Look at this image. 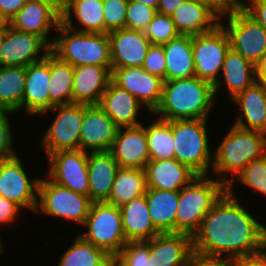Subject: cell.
Returning <instances> with one entry per match:
<instances>
[{
  "label": "cell",
  "instance_id": "cell-1",
  "mask_svg": "<svg viewBox=\"0 0 266 266\" xmlns=\"http://www.w3.org/2000/svg\"><path fill=\"white\" fill-rule=\"evenodd\" d=\"M234 191L227 189L222 194L192 236L195 255L232 259L266 246V226L239 203Z\"/></svg>",
  "mask_w": 266,
  "mask_h": 266
},
{
  "label": "cell",
  "instance_id": "cell-2",
  "mask_svg": "<svg viewBox=\"0 0 266 266\" xmlns=\"http://www.w3.org/2000/svg\"><path fill=\"white\" fill-rule=\"evenodd\" d=\"M216 100L214 86L196 76L164 81L162 99L153 114L167 121L208 119Z\"/></svg>",
  "mask_w": 266,
  "mask_h": 266
},
{
  "label": "cell",
  "instance_id": "cell-3",
  "mask_svg": "<svg viewBox=\"0 0 266 266\" xmlns=\"http://www.w3.org/2000/svg\"><path fill=\"white\" fill-rule=\"evenodd\" d=\"M265 155V133L233 124L213 153L211 170L217 175L216 179L227 187L249 162Z\"/></svg>",
  "mask_w": 266,
  "mask_h": 266
},
{
  "label": "cell",
  "instance_id": "cell-4",
  "mask_svg": "<svg viewBox=\"0 0 266 266\" xmlns=\"http://www.w3.org/2000/svg\"><path fill=\"white\" fill-rule=\"evenodd\" d=\"M210 175H197L179 191V202L175 216V233L193 236L202 220L227 187Z\"/></svg>",
  "mask_w": 266,
  "mask_h": 266
},
{
  "label": "cell",
  "instance_id": "cell-5",
  "mask_svg": "<svg viewBox=\"0 0 266 266\" xmlns=\"http://www.w3.org/2000/svg\"><path fill=\"white\" fill-rule=\"evenodd\" d=\"M58 34L50 50L73 67L111 65L110 41L107 33L80 32L60 22Z\"/></svg>",
  "mask_w": 266,
  "mask_h": 266
},
{
  "label": "cell",
  "instance_id": "cell-6",
  "mask_svg": "<svg viewBox=\"0 0 266 266\" xmlns=\"http://www.w3.org/2000/svg\"><path fill=\"white\" fill-rule=\"evenodd\" d=\"M208 119L171 121L174 158L187 165L197 175H209L213 164L207 131Z\"/></svg>",
  "mask_w": 266,
  "mask_h": 266
},
{
  "label": "cell",
  "instance_id": "cell-7",
  "mask_svg": "<svg viewBox=\"0 0 266 266\" xmlns=\"http://www.w3.org/2000/svg\"><path fill=\"white\" fill-rule=\"evenodd\" d=\"M80 236L114 258L127 243L120 208L107 202H93Z\"/></svg>",
  "mask_w": 266,
  "mask_h": 266
},
{
  "label": "cell",
  "instance_id": "cell-8",
  "mask_svg": "<svg viewBox=\"0 0 266 266\" xmlns=\"http://www.w3.org/2000/svg\"><path fill=\"white\" fill-rule=\"evenodd\" d=\"M38 184L35 214H47L83 225L93 201L89 196L76 193L52 182L47 176Z\"/></svg>",
  "mask_w": 266,
  "mask_h": 266
},
{
  "label": "cell",
  "instance_id": "cell-9",
  "mask_svg": "<svg viewBox=\"0 0 266 266\" xmlns=\"http://www.w3.org/2000/svg\"><path fill=\"white\" fill-rule=\"evenodd\" d=\"M223 18H227L226 22ZM220 23L229 36L231 49L256 66L266 52V29L242 7L221 17Z\"/></svg>",
  "mask_w": 266,
  "mask_h": 266
},
{
  "label": "cell",
  "instance_id": "cell-10",
  "mask_svg": "<svg viewBox=\"0 0 266 266\" xmlns=\"http://www.w3.org/2000/svg\"><path fill=\"white\" fill-rule=\"evenodd\" d=\"M230 49L229 36L221 23L210 32L192 36L195 76L214 85Z\"/></svg>",
  "mask_w": 266,
  "mask_h": 266
},
{
  "label": "cell",
  "instance_id": "cell-11",
  "mask_svg": "<svg viewBox=\"0 0 266 266\" xmlns=\"http://www.w3.org/2000/svg\"><path fill=\"white\" fill-rule=\"evenodd\" d=\"M50 111H55L56 117L41 138L45 154L48 156L59 150H79L84 105L73 103L56 105L40 115H45Z\"/></svg>",
  "mask_w": 266,
  "mask_h": 266
},
{
  "label": "cell",
  "instance_id": "cell-12",
  "mask_svg": "<svg viewBox=\"0 0 266 266\" xmlns=\"http://www.w3.org/2000/svg\"><path fill=\"white\" fill-rule=\"evenodd\" d=\"M47 177L54 183L76 193L89 196L88 152L59 150L47 157Z\"/></svg>",
  "mask_w": 266,
  "mask_h": 266
},
{
  "label": "cell",
  "instance_id": "cell-13",
  "mask_svg": "<svg viewBox=\"0 0 266 266\" xmlns=\"http://www.w3.org/2000/svg\"><path fill=\"white\" fill-rule=\"evenodd\" d=\"M18 154L0 161V196L35 212L40 178L30 180Z\"/></svg>",
  "mask_w": 266,
  "mask_h": 266
},
{
  "label": "cell",
  "instance_id": "cell-14",
  "mask_svg": "<svg viewBox=\"0 0 266 266\" xmlns=\"http://www.w3.org/2000/svg\"><path fill=\"white\" fill-rule=\"evenodd\" d=\"M111 80L134 95L149 113L160 105L164 80L142 67L111 68Z\"/></svg>",
  "mask_w": 266,
  "mask_h": 266
},
{
  "label": "cell",
  "instance_id": "cell-15",
  "mask_svg": "<svg viewBox=\"0 0 266 266\" xmlns=\"http://www.w3.org/2000/svg\"><path fill=\"white\" fill-rule=\"evenodd\" d=\"M49 51L50 47L37 35L16 30L5 23V39L0 49V67H27L42 60ZM40 53H43L42 56Z\"/></svg>",
  "mask_w": 266,
  "mask_h": 266
},
{
  "label": "cell",
  "instance_id": "cell-16",
  "mask_svg": "<svg viewBox=\"0 0 266 266\" xmlns=\"http://www.w3.org/2000/svg\"><path fill=\"white\" fill-rule=\"evenodd\" d=\"M60 22L61 11L52 2L27 0L8 24L16 30L37 35L51 48L55 37L49 40L48 35Z\"/></svg>",
  "mask_w": 266,
  "mask_h": 266
},
{
  "label": "cell",
  "instance_id": "cell-17",
  "mask_svg": "<svg viewBox=\"0 0 266 266\" xmlns=\"http://www.w3.org/2000/svg\"><path fill=\"white\" fill-rule=\"evenodd\" d=\"M118 129L99 105H84L79 149L86 152L109 151Z\"/></svg>",
  "mask_w": 266,
  "mask_h": 266
},
{
  "label": "cell",
  "instance_id": "cell-18",
  "mask_svg": "<svg viewBox=\"0 0 266 266\" xmlns=\"http://www.w3.org/2000/svg\"><path fill=\"white\" fill-rule=\"evenodd\" d=\"M111 68L142 67L151 43L142 31L126 28L108 33Z\"/></svg>",
  "mask_w": 266,
  "mask_h": 266
},
{
  "label": "cell",
  "instance_id": "cell-19",
  "mask_svg": "<svg viewBox=\"0 0 266 266\" xmlns=\"http://www.w3.org/2000/svg\"><path fill=\"white\" fill-rule=\"evenodd\" d=\"M50 51L45 57L26 67L25 90L22 109L28 117L40 115L49 110Z\"/></svg>",
  "mask_w": 266,
  "mask_h": 266
},
{
  "label": "cell",
  "instance_id": "cell-20",
  "mask_svg": "<svg viewBox=\"0 0 266 266\" xmlns=\"http://www.w3.org/2000/svg\"><path fill=\"white\" fill-rule=\"evenodd\" d=\"M109 152L120 167L144 169L150 160L145 125L119 128Z\"/></svg>",
  "mask_w": 266,
  "mask_h": 266
},
{
  "label": "cell",
  "instance_id": "cell-21",
  "mask_svg": "<svg viewBox=\"0 0 266 266\" xmlns=\"http://www.w3.org/2000/svg\"><path fill=\"white\" fill-rule=\"evenodd\" d=\"M151 266H187L193 253L192 236L159 233L149 240Z\"/></svg>",
  "mask_w": 266,
  "mask_h": 266
},
{
  "label": "cell",
  "instance_id": "cell-22",
  "mask_svg": "<svg viewBox=\"0 0 266 266\" xmlns=\"http://www.w3.org/2000/svg\"><path fill=\"white\" fill-rule=\"evenodd\" d=\"M111 80V65L74 67L72 103L98 105Z\"/></svg>",
  "mask_w": 266,
  "mask_h": 266
},
{
  "label": "cell",
  "instance_id": "cell-23",
  "mask_svg": "<svg viewBox=\"0 0 266 266\" xmlns=\"http://www.w3.org/2000/svg\"><path fill=\"white\" fill-rule=\"evenodd\" d=\"M242 111L233 124L266 134V83L256 81L231 99Z\"/></svg>",
  "mask_w": 266,
  "mask_h": 266
},
{
  "label": "cell",
  "instance_id": "cell-24",
  "mask_svg": "<svg viewBox=\"0 0 266 266\" xmlns=\"http://www.w3.org/2000/svg\"><path fill=\"white\" fill-rule=\"evenodd\" d=\"M144 170L147 188L160 190L180 191L197 176L187 165L175 158L149 160Z\"/></svg>",
  "mask_w": 266,
  "mask_h": 266
},
{
  "label": "cell",
  "instance_id": "cell-25",
  "mask_svg": "<svg viewBox=\"0 0 266 266\" xmlns=\"http://www.w3.org/2000/svg\"><path fill=\"white\" fill-rule=\"evenodd\" d=\"M98 105L119 128L142 124L137 116L140 108L145 109V107L134 95L116 85L112 80L108 83Z\"/></svg>",
  "mask_w": 266,
  "mask_h": 266
},
{
  "label": "cell",
  "instance_id": "cell-26",
  "mask_svg": "<svg viewBox=\"0 0 266 266\" xmlns=\"http://www.w3.org/2000/svg\"><path fill=\"white\" fill-rule=\"evenodd\" d=\"M120 166L109 151L88 152L89 198L106 201Z\"/></svg>",
  "mask_w": 266,
  "mask_h": 266
},
{
  "label": "cell",
  "instance_id": "cell-27",
  "mask_svg": "<svg viewBox=\"0 0 266 266\" xmlns=\"http://www.w3.org/2000/svg\"><path fill=\"white\" fill-rule=\"evenodd\" d=\"M72 16L77 19V26L74 25ZM61 22L76 31L105 33L103 0H63Z\"/></svg>",
  "mask_w": 266,
  "mask_h": 266
},
{
  "label": "cell",
  "instance_id": "cell-28",
  "mask_svg": "<svg viewBox=\"0 0 266 266\" xmlns=\"http://www.w3.org/2000/svg\"><path fill=\"white\" fill-rule=\"evenodd\" d=\"M181 35H199L212 31L220 24V17L198 0H186L171 15Z\"/></svg>",
  "mask_w": 266,
  "mask_h": 266
},
{
  "label": "cell",
  "instance_id": "cell-29",
  "mask_svg": "<svg viewBox=\"0 0 266 266\" xmlns=\"http://www.w3.org/2000/svg\"><path fill=\"white\" fill-rule=\"evenodd\" d=\"M214 86V92L217 99L219 89L227 86L230 100L237 94L252 86L256 81V68L253 63L243 58L240 54L230 49L224 59L222 70ZM224 78V80H222Z\"/></svg>",
  "mask_w": 266,
  "mask_h": 266
},
{
  "label": "cell",
  "instance_id": "cell-30",
  "mask_svg": "<svg viewBox=\"0 0 266 266\" xmlns=\"http://www.w3.org/2000/svg\"><path fill=\"white\" fill-rule=\"evenodd\" d=\"M119 208L127 242L148 241L160 233L152 223L145 194Z\"/></svg>",
  "mask_w": 266,
  "mask_h": 266
},
{
  "label": "cell",
  "instance_id": "cell-31",
  "mask_svg": "<svg viewBox=\"0 0 266 266\" xmlns=\"http://www.w3.org/2000/svg\"><path fill=\"white\" fill-rule=\"evenodd\" d=\"M162 46L166 59V81L195 76L191 35L180 34Z\"/></svg>",
  "mask_w": 266,
  "mask_h": 266
},
{
  "label": "cell",
  "instance_id": "cell-32",
  "mask_svg": "<svg viewBox=\"0 0 266 266\" xmlns=\"http://www.w3.org/2000/svg\"><path fill=\"white\" fill-rule=\"evenodd\" d=\"M145 196L154 227L160 233H175L179 191L147 188Z\"/></svg>",
  "mask_w": 266,
  "mask_h": 266
},
{
  "label": "cell",
  "instance_id": "cell-33",
  "mask_svg": "<svg viewBox=\"0 0 266 266\" xmlns=\"http://www.w3.org/2000/svg\"><path fill=\"white\" fill-rule=\"evenodd\" d=\"M74 67L50 50L49 110L56 105L72 104Z\"/></svg>",
  "mask_w": 266,
  "mask_h": 266
},
{
  "label": "cell",
  "instance_id": "cell-34",
  "mask_svg": "<svg viewBox=\"0 0 266 266\" xmlns=\"http://www.w3.org/2000/svg\"><path fill=\"white\" fill-rule=\"evenodd\" d=\"M146 189L144 169L120 167L114 179L110 196L105 202L120 207L145 194Z\"/></svg>",
  "mask_w": 266,
  "mask_h": 266
},
{
  "label": "cell",
  "instance_id": "cell-35",
  "mask_svg": "<svg viewBox=\"0 0 266 266\" xmlns=\"http://www.w3.org/2000/svg\"><path fill=\"white\" fill-rule=\"evenodd\" d=\"M57 266H113V258L77 234Z\"/></svg>",
  "mask_w": 266,
  "mask_h": 266
},
{
  "label": "cell",
  "instance_id": "cell-36",
  "mask_svg": "<svg viewBox=\"0 0 266 266\" xmlns=\"http://www.w3.org/2000/svg\"><path fill=\"white\" fill-rule=\"evenodd\" d=\"M26 67H0V109L18 112L22 109Z\"/></svg>",
  "mask_w": 266,
  "mask_h": 266
},
{
  "label": "cell",
  "instance_id": "cell-37",
  "mask_svg": "<svg viewBox=\"0 0 266 266\" xmlns=\"http://www.w3.org/2000/svg\"><path fill=\"white\" fill-rule=\"evenodd\" d=\"M145 132L150 160L174 158L171 121L156 118L145 125Z\"/></svg>",
  "mask_w": 266,
  "mask_h": 266
},
{
  "label": "cell",
  "instance_id": "cell-38",
  "mask_svg": "<svg viewBox=\"0 0 266 266\" xmlns=\"http://www.w3.org/2000/svg\"><path fill=\"white\" fill-rule=\"evenodd\" d=\"M235 180L250 187L254 192L256 191L266 196V155L249 162L227 186V189H234Z\"/></svg>",
  "mask_w": 266,
  "mask_h": 266
},
{
  "label": "cell",
  "instance_id": "cell-39",
  "mask_svg": "<svg viewBox=\"0 0 266 266\" xmlns=\"http://www.w3.org/2000/svg\"><path fill=\"white\" fill-rule=\"evenodd\" d=\"M149 240L127 242L113 258V266H151Z\"/></svg>",
  "mask_w": 266,
  "mask_h": 266
},
{
  "label": "cell",
  "instance_id": "cell-40",
  "mask_svg": "<svg viewBox=\"0 0 266 266\" xmlns=\"http://www.w3.org/2000/svg\"><path fill=\"white\" fill-rule=\"evenodd\" d=\"M144 33L152 45H163L180 35L171 16L158 12Z\"/></svg>",
  "mask_w": 266,
  "mask_h": 266
},
{
  "label": "cell",
  "instance_id": "cell-41",
  "mask_svg": "<svg viewBox=\"0 0 266 266\" xmlns=\"http://www.w3.org/2000/svg\"><path fill=\"white\" fill-rule=\"evenodd\" d=\"M156 13L157 10L155 8L128 0L125 28L144 32Z\"/></svg>",
  "mask_w": 266,
  "mask_h": 266
},
{
  "label": "cell",
  "instance_id": "cell-42",
  "mask_svg": "<svg viewBox=\"0 0 266 266\" xmlns=\"http://www.w3.org/2000/svg\"><path fill=\"white\" fill-rule=\"evenodd\" d=\"M128 0H103L105 33L125 28Z\"/></svg>",
  "mask_w": 266,
  "mask_h": 266
},
{
  "label": "cell",
  "instance_id": "cell-43",
  "mask_svg": "<svg viewBox=\"0 0 266 266\" xmlns=\"http://www.w3.org/2000/svg\"><path fill=\"white\" fill-rule=\"evenodd\" d=\"M15 113L10 110L0 109V161L12 158L18 154L13 146L12 126L8 115Z\"/></svg>",
  "mask_w": 266,
  "mask_h": 266
},
{
  "label": "cell",
  "instance_id": "cell-44",
  "mask_svg": "<svg viewBox=\"0 0 266 266\" xmlns=\"http://www.w3.org/2000/svg\"><path fill=\"white\" fill-rule=\"evenodd\" d=\"M142 68L166 81V59L162 45L151 44Z\"/></svg>",
  "mask_w": 266,
  "mask_h": 266
},
{
  "label": "cell",
  "instance_id": "cell-45",
  "mask_svg": "<svg viewBox=\"0 0 266 266\" xmlns=\"http://www.w3.org/2000/svg\"><path fill=\"white\" fill-rule=\"evenodd\" d=\"M20 213L22 209L17 204L0 196V227L15 223Z\"/></svg>",
  "mask_w": 266,
  "mask_h": 266
},
{
  "label": "cell",
  "instance_id": "cell-46",
  "mask_svg": "<svg viewBox=\"0 0 266 266\" xmlns=\"http://www.w3.org/2000/svg\"><path fill=\"white\" fill-rule=\"evenodd\" d=\"M206 4L212 11H214L220 18L229 15L234 10L241 7L243 0H198Z\"/></svg>",
  "mask_w": 266,
  "mask_h": 266
},
{
  "label": "cell",
  "instance_id": "cell-47",
  "mask_svg": "<svg viewBox=\"0 0 266 266\" xmlns=\"http://www.w3.org/2000/svg\"><path fill=\"white\" fill-rule=\"evenodd\" d=\"M229 266H266V246L258 252L229 259Z\"/></svg>",
  "mask_w": 266,
  "mask_h": 266
},
{
  "label": "cell",
  "instance_id": "cell-48",
  "mask_svg": "<svg viewBox=\"0 0 266 266\" xmlns=\"http://www.w3.org/2000/svg\"><path fill=\"white\" fill-rule=\"evenodd\" d=\"M241 7L266 29V0L243 1Z\"/></svg>",
  "mask_w": 266,
  "mask_h": 266
},
{
  "label": "cell",
  "instance_id": "cell-49",
  "mask_svg": "<svg viewBox=\"0 0 266 266\" xmlns=\"http://www.w3.org/2000/svg\"><path fill=\"white\" fill-rule=\"evenodd\" d=\"M26 2L27 0H0V22L9 23Z\"/></svg>",
  "mask_w": 266,
  "mask_h": 266
},
{
  "label": "cell",
  "instance_id": "cell-50",
  "mask_svg": "<svg viewBox=\"0 0 266 266\" xmlns=\"http://www.w3.org/2000/svg\"><path fill=\"white\" fill-rule=\"evenodd\" d=\"M187 266H229V259L204 258L194 254Z\"/></svg>",
  "mask_w": 266,
  "mask_h": 266
},
{
  "label": "cell",
  "instance_id": "cell-51",
  "mask_svg": "<svg viewBox=\"0 0 266 266\" xmlns=\"http://www.w3.org/2000/svg\"><path fill=\"white\" fill-rule=\"evenodd\" d=\"M186 0H159L157 12L171 16Z\"/></svg>",
  "mask_w": 266,
  "mask_h": 266
},
{
  "label": "cell",
  "instance_id": "cell-52",
  "mask_svg": "<svg viewBox=\"0 0 266 266\" xmlns=\"http://www.w3.org/2000/svg\"><path fill=\"white\" fill-rule=\"evenodd\" d=\"M255 68L257 81L266 83V52L256 64Z\"/></svg>",
  "mask_w": 266,
  "mask_h": 266
},
{
  "label": "cell",
  "instance_id": "cell-53",
  "mask_svg": "<svg viewBox=\"0 0 266 266\" xmlns=\"http://www.w3.org/2000/svg\"><path fill=\"white\" fill-rule=\"evenodd\" d=\"M131 1H136V2H139V3H143V4L147 5V6L155 8L156 10L158 8V3H159V0H131Z\"/></svg>",
  "mask_w": 266,
  "mask_h": 266
},
{
  "label": "cell",
  "instance_id": "cell-54",
  "mask_svg": "<svg viewBox=\"0 0 266 266\" xmlns=\"http://www.w3.org/2000/svg\"><path fill=\"white\" fill-rule=\"evenodd\" d=\"M5 39V23H0V49Z\"/></svg>",
  "mask_w": 266,
  "mask_h": 266
},
{
  "label": "cell",
  "instance_id": "cell-55",
  "mask_svg": "<svg viewBox=\"0 0 266 266\" xmlns=\"http://www.w3.org/2000/svg\"><path fill=\"white\" fill-rule=\"evenodd\" d=\"M44 1L52 2L60 11L62 10L63 0H44Z\"/></svg>",
  "mask_w": 266,
  "mask_h": 266
},
{
  "label": "cell",
  "instance_id": "cell-56",
  "mask_svg": "<svg viewBox=\"0 0 266 266\" xmlns=\"http://www.w3.org/2000/svg\"><path fill=\"white\" fill-rule=\"evenodd\" d=\"M1 235V234H0ZM2 240H1V236H0V254H2L5 250V248L2 246Z\"/></svg>",
  "mask_w": 266,
  "mask_h": 266
}]
</instances>
